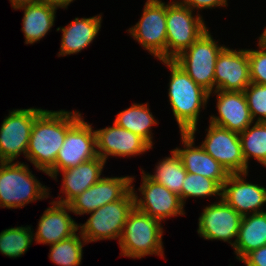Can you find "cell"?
Instances as JSON below:
<instances>
[{
    "label": "cell",
    "instance_id": "6da1fadb",
    "mask_svg": "<svg viewBox=\"0 0 266 266\" xmlns=\"http://www.w3.org/2000/svg\"><path fill=\"white\" fill-rule=\"evenodd\" d=\"M81 117L79 111L44 110L34 121L26 159L43 173L55 165L67 130Z\"/></svg>",
    "mask_w": 266,
    "mask_h": 266
},
{
    "label": "cell",
    "instance_id": "7a4b0ae2",
    "mask_svg": "<svg viewBox=\"0 0 266 266\" xmlns=\"http://www.w3.org/2000/svg\"><path fill=\"white\" fill-rule=\"evenodd\" d=\"M170 69L168 97L180 133L195 135L200 109H205L209 92L195 83L174 60H160Z\"/></svg>",
    "mask_w": 266,
    "mask_h": 266
},
{
    "label": "cell",
    "instance_id": "3957f363",
    "mask_svg": "<svg viewBox=\"0 0 266 266\" xmlns=\"http://www.w3.org/2000/svg\"><path fill=\"white\" fill-rule=\"evenodd\" d=\"M161 222L136 207L129 213L120 239L121 254L129 258L164 256Z\"/></svg>",
    "mask_w": 266,
    "mask_h": 266
},
{
    "label": "cell",
    "instance_id": "277c9868",
    "mask_svg": "<svg viewBox=\"0 0 266 266\" xmlns=\"http://www.w3.org/2000/svg\"><path fill=\"white\" fill-rule=\"evenodd\" d=\"M31 172L23 162H0V207L17 209L48 198V187Z\"/></svg>",
    "mask_w": 266,
    "mask_h": 266
},
{
    "label": "cell",
    "instance_id": "5b68a950",
    "mask_svg": "<svg viewBox=\"0 0 266 266\" xmlns=\"http://www.w3.org/2000/svg\"><path fill=\"white\" fill-rule=\"evenodd\" d=\"M135 207L133 190L130 189L121 199L105 204L89 213V219L79 224V234L87 243L105 239H120L129 213Z\"/></svg>",
    "mask_w": 266,
    "mask_h": 266
},
{
    "label": "cell",
    "instance_id": "8992f818",
    "mask_svg": "<svg viewBox=\"0 0 266 266\" xmlns=\"http://www.w3.org/2000/svg\"><path fill=\"white\" fill-rule=\"evenodd\" d=\"M166 60H173L207 30L202 16L178 1L166 4Z\"/></svg>",
    "mask_w": 266,
    "mask_h": 266
},
{
    "label": "cell",
    "instance_id": "52a82bcc",
    "mask_svg": "<svg viewBox=\"0 0 266 266\" xmlns=\"http://www.w3.org/2000/svg\"><path fill=\"white\" fill-rule=\"evenodd\" d=\"M225 46H218L209 30L173 60L207 92L214 91L215 63Z\"/></svg>",
    "mask_w": 266,
    "mask_h": 266
},
{
    "label": "cell",
    "instance_id": "ba28073f",
    "mask_svg": "<svg viewBox=\"0 0 266 266\" xmlns=\"http://www.w3.org/2000/svg\"><path fill=\"white\" fill-rule=\"evenodd\" d=\"M95 157H98L95 130L81 116L67 130L64 143L56 156L55 165L47 175L55 180L60 171L76 167Z\"/></svg>",
    "mask_w": 266,
    "mask_h": 266
},
{
    "label": "cell",
    "instance_id": "9c48e42d",
    "mask_svg": "<svg viewBox=\"0 0 266 266\" xmlns=\"http://www.w3.org/2000/svg\"><path fill=\"white\" fill-rule=\"evenodd\" d=\"M141 19L127 31L153 57L166 60V4L161 0H147Z\"/></svg>",
    "mask_w": 266,
    "mask_h": 266
},
{
    "label": "cell",
    "instance_id": "30bf717a",
    "mask_svg": "<svg viewBox=\"0 0 266 266\" xmlns=\"http://www.w3.org/2000/svg\"><path fill=\"white\" fill-rule=\"evenodd\" d=\"M45 109L11 110L0 127V162H13L23 152L26 157L32 126Z\"/></svg>",
    "mask_w": 266,
    "mask_h": 266
},
{
    "label": "cell",
    "instance_id": "8fae6325",
    "mask_svg": "<svg viewBox=\"0 0 266 266\" xmlns=\"http://www.w3.org/2000/svg\"><path fill=\"white\" fill-rule=\"evenodd\" d=\"M142 174V184L138 188L142 195L140 198L137 196L134 186L131 185L135 207L139 211L156 218L160 222L172 216L185 214L184 205L177 194L152 180L144 170H142Z\"/></svg>",
    "mask_w": 266,
    "mask_h": 266
},
{
    "label": "cell",
    "instance_id": "7c38bea8",
    "mask_svg": "<svg viewBox=\"0 0 266 266\" xmlns=\"http://www.w3.org/2000/svg\"><path fill=\"white\" fill-rule=\"evenodd\" d=\"M202 211L197 229L200 237L205 240H222L234 248L243 216L222 198ZM232 238H235L233 242Z\"/></svg>",
    "mask_w": 266,
    "mask_h": 266
},
{
    "label": "cell",
    "instance_id": "4fadbf2b",
    "mask_svg": "<svg viewBox=\"0 0 266 266\" xmlns=\"http://www.w3.org/2000/svg\"><path fill=\"white\" fill-rule=\"evenodd\" d=\"M201 146L229 173H246L248 166L242 152L239 133L209 123Z\"/></svg>",
    "mask_w": 266,
    "mask_h": 266
},
{
    "label": "cell",
    "instance_id": "5bb4252c",
    "mask_svg": "<svg viewBox=\"0 0 266 266\" xmlns=\"http://www.w3.org/2000/svg\"><path fill=\"white\" fill-rule=\"evenodd\" d=\"M251 83L249 58L246 49L224 47L215 63L214 91L243 92Z\"/></svg>",
    "mask_w": 266,
    "mask_h": 266
},
{
    "label": "cell",
    "instance_id": "9a60e30c",
    "mask_svg": "<svg viewBox=\"0 0 266 266\" xmlns=\"http://www.w3.org/2000/svg\"><path fill=\"white\" fill-rule=\"evenodd\" d=\"M247 175L230 173L222 185L221 198L241 216L265 211L261 206L266 204V188L247 182Z\"/></svg>",
    "mask_w": 266,
    "mask_h": 266
},
{
    "label": "cell",
    "instance_id": "2e32d148",
    "mask_svg": "<svg viewBox=\"0 0 266 266\" xmlns=\"http://www.w3.org/2000/svg\"><path fill=\"white\" fill-rule=\"evenodd\" d=\"M97 154L105 162L108 156L129 157L140 155L153 147L139 135L117 126L95 130Z\"/></svg>",
    "mask_w": 266,
    "mask_h": 266
},
{
    "label": "cell",
    "instance_id": "e0dca14e",
    "mask_svg": "<svg viewBox=\"0 0 266 266\" xmlns=\"http://www.w3.org/2000/svg\"><path fill=\"white\" fill-rule=\"evenodd\" d=\"M218 116H210L213 125L241 133L254 124L244 92L215 90Z\"/></svg>",
    "mask_w": 266,
    "mask_h": 266
},
{
    "label": "cell",
    "instance_id": "ac0fdd59",
    "mask_svg": "<svg viewBox=\"0 0 266 266\" xmlns=\"http://www.w3.org/2000/svg\"><path fill=\"white\" fill-rule=\"evenodd\" d=\"M183 149L175 148L182 161L186 172L200 174L206 178L215 180L221 187L230 175V173L216 161L211 155H209L203 147L195 146V135L190 133H180Z\"/></svg>",
    "mask_w": 266,
    "mask_h": 266
},
{
    "label": "cell",
    "instance_id": "d6986e66",
    "mask_svg": "<svg viewBox=\"0 0 266 266\" xmlns=\"http://www.w3.org/2000/svg\"><path fill=\"white\" fill-rule=\"evenodd\" d=\"M51 205L43 212L36 234L33 235L38 244H56L73 236L79 230L78 224L69 215V212H72L69 205L54 201L51 202Z\"/></svg>",
    "mask_w": 266,
    "mask_h": 266
},
{
    "label": "cell",
    "instance_id": "ffe728a7",
    "mask_svg": "<svg viewBox=\"0 0 266 266\" xmlns=\"http://www.w3.org/2000/svg\"><path fill=\"white\" fill-rule=\"evenodd\" d=\"M105 163L98 156L76 167L62 170L63 184L60 192L65 195V198L58 196L59 200L54 202L68 205L74 198L102 178L101 173Z\"/></svg>",
    "mask_w": 266,
    "mask_h": 266
},
{
    "label": "cell",
    "instance_id": "44dd1931",
    "mask_svg": "<svg viewBox=\"0 0 266 266\" xmlns=\"http://www.w3.org/2000/svg\"><path fill=\"white\" fill-rule=\"evenodd\" d=\"M12 7L24 10L21 30L24 33L25 44H33L45 37L54 25L58 9L56 6L36 1L21 2Z\"/></svg>",
    "mask_w": 266,
    "mask_h": 266
},
{
    "label": "cell",
    "instance_id": "7402d4cb",
    "mask_svg": "<svg viewBox=\"0 0 266 266\" xmlns=\"http://www.w3.org/2000/svg\"><path fill=\"white\" fill-rule=\"evenodd\" d=\"M102 15L90 18H75L65 27H58L62 31L61 46L58 57L77 54L88 47L101 29Z\"/></svg>",
    "mask_w": 266,
    "mask_h": 266
},
{
    "label": "cell",
    "instance_id": "603a6c76",
    "mask_svg": "<svg viewBox=\"0 0 266 266\" xmlns=\"http://www.w3.org/2000/svg\"><path fill=\"white\" fill-rule=\"evenodd\" d=\"M266 245V211L242 218L234 252L241 261L248 253Z\"/></svg>",
    "mask_w": 266,
    "mask_h": 266
},
{
    "label": "cell",
    "instance_id": "cb8c5ba5",
    "mask_svg": "<svg viewBox=\"0 0 266 266\" xmlns=\"http://www.w3.org/2000/svg\"><path fill=\"white\" fill-rule=\"evenodd\" d=\"M114 123L145 139L153 147L151 126L158 124L150 112L148 103L133 104L131 107L119 112Z\"/></svg>",
    "mask_w": 266,
    "mask_h": 266
},
{
    "label": "cell",
    "instance_id": "d4e9b609",
    "mask_svg": "<svg viewBox=\"0 0 266 266\" xmlns=\"http://www.w3.org/2000/svg\"><path fill=\"white\" fill-rule=\"evenodd\" d=\"M171 156L165 157L156 165L154 174L148 176L157 183L164 185L169 191L177 194L182 202V184L186 178V169L174 150Z\"/></svg>",
    "mask_w": 266,
    "mask_h": 266
},
{
    "label": "cell",
    "instance_id": "484cf974",
    "mask_svg": "<svg viewBox=\"0 0 266 266\" xmlns=\"http://www.w3.org/2000/svg\"><path fill=\"white\" fill-rule=\"evenodd\" d=\"M239 133L242 152L247 166L249 159L255 158L266 167V122H256Z\"/></svg>",
    "mask_w": 266,
    "mask_h": 266
},
{
    "label": "cell",
    "instance_id": "4316f807",
    "mask_svg": "<svg viewBox=\"0 0 266 266\" xmlns=\"http://www.w3.org/2000/svg\"><path fill=\"white\" fill-rule=\"evenodd\" d=\"M84 243L87 244L82 235L75 233L67 239L49 245L51 246L49 259L59 266H79L82 263Z\"/></svg>",
    "mask_w": 266,
    "mask_h": 266
},
{
    "label": "cell",
    "instance_id": "83f0119b",
    "mask_svg": "<svg viewBox=\"0 0 266 266\" xmlns=\"http://www.w3.org/2000/svg\"><path fill=\"white\" fill-rule=\"evenodd\" d=\"M33 231L31 227H14L0 233V252L9 258L22 256L32 245Z\"/></svg>",
    "mask_w": 266,
    "mask_h": 266
},
{
    "label": "cell",
    "instance_id": "f1b7e54d",
    "mask_svg": "<svg viewBox=\"0 0 266 266\" xmlns=\"http://www.w3.org/2000/svg\"><path fill=\"white\" fill-rule=\"evenodd\" d=\"M134 177H102L96 182L98 208L121 199L130 189Z\"/></svg>",
    "mask_w": 266,
    "mask_h": 266
},
{
    "label": "cell",
    "instance_id": "f546056e",
    "mask_svg": "<svg viewBox=\"0 0 266 266\" xmlns=\"http://www.w3.org/2000/svg\"><path fill=\"white\" fill-rule=\"evenodd\" d=\"M222 187L215 181L200 174L188 173L182 184V204L186 199L219 196L221 198Z\"/></svg>",
    "mask_w": 266,
    "mask_h": 266
},
{
    "label": "cell",
    "instance_id": "4dcf8cb0",
    "mask_svg": "<svg viewBox=\"0 0 266 266\" xmlns=\"http://www.w3.org/2000/svg\"><path fill=\"white\" fill-rule=\"evenodd\" d=\"M243 92L253 121L266 122V85L251 82Z\"/></svg>",
    "mask_w": 266,
    "mask_h": 266
},
{
    "label": "cell",
    "instance_id": "1f68e13d",
    "mask_svg": "<svg viewBox=\"0 0 266 266\" xmlns=\"http://www.w3.org/2000/svg\"><path fill=\"white\" fill-rule=\"evenodd\" d=\"M258 50L247 49L251 82L266 85V44L259 38Z\"/></svg>",
    "mask_w": 266,
    "mask_h": 266
},
{
    "label": "cell",
    "instance_id": "d6a6232c",
    "mask_svg": "<svg viewBox=\"0 0 266 266\" xmlns=\"http://www.w3.org/2000/svg\"><path fill=\"white\" fill-rule=\"evenodd\" d=\"M72 213L84 215L98 209L96 183L74 198L69 204Z\"/></svg>",
    "mask_w": 266,
    "mask_h": 266
},
{
    "label": "cell",
    "instance_id": "836d02e7",
    "mask_svg": "<svg viewBox=\"0 0 266 266\" xmlns=\"http://www.w3.org/2000/svg\"><path fill=\"white\" fill-rule=\"evenodd\" d=\"M183 5L187 6L191 10H203L212 9L219 6H227V0H178Z\"/></svg>",
    "mask_w": 266,
    "mask_h": 266
},
{
    "label": "cell",
    "instance_id": "e575fe53",
    "mask_svg": "<svg viewBox=\"0 0 266 266\" xmlns=\"http://www.w3.org/2000/svg\"><path fill=\"white\" fill-rule=\"evenodd\" d=\"M241 261L246 266H266V245L251 251Z\"/></svg>",
    "mask_w": 266,
    "mask_h": 266
},
{
    "label": "cell",
    "instance_id": "d590c367",
    "mask_svg": "<svg viewBox=\"0 0 266 266\" xmlns=\"http://www.w3.org/2000/svg\"><path fill=\"white\" fill-rule=\"evenodd\" d=\"M74 0H36V2L46 3L58 8H67V6Z\"/></svg>",
    "mask_w": 266,
    "mask_h": 266
},
{
    "label": "cell",
    "instance_id": "8d00e7d4",
    "mask_svg": "<svg viewBox=\"0 0 266 266\" xmlns=\"http://www.w3.org/2000/svg\"><path fill=\"white\" fill-rule=\"evenodd\" d=\"M11 2V5H15L21 2H27V1H36V0H9Z\"/></svg>",
    "mask_w": 266,
    "mask_h": 266
},
{
    "label": "cell",
    "instance_id": "74e56055",
    "mask_svg": "<svg viewBox=\"0 0 266 266\" xmlns=\"http://www.w3.org/2000/svg\"><path fill=\"white\" fill-rule=\"evenodd\" d=\"M265 30L263 31V33L260 35V39L266 44V28H264Z\"/></svg>",
    "mask_w": 266,
    "mask_h": 266
}]
</instances>
